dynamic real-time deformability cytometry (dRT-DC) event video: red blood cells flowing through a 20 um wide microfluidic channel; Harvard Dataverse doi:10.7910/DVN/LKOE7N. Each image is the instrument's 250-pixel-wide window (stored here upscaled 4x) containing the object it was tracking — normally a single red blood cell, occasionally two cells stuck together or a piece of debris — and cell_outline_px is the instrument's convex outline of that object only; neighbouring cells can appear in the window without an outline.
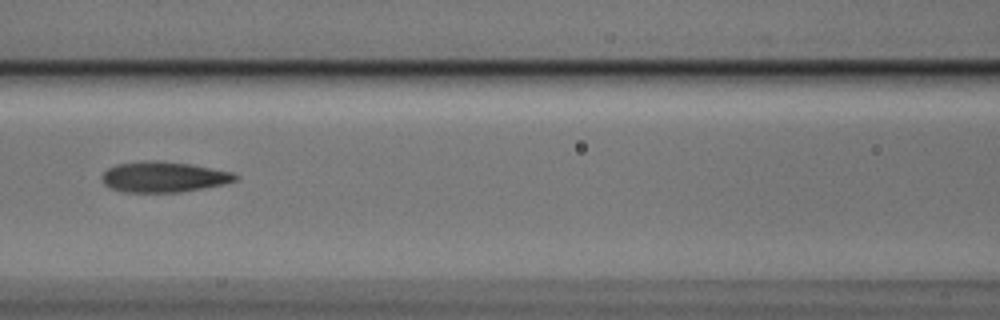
{"species": "Egyptian fruit bat (a non-hibernating species)", "species_latin": "Rousettus aegyptiacus", "temperature_condition": "cold", "stored_images_in_passage": 6, "camera_frame_rate_fps": 3000, "um_per_image_px": 0.085, "animal": {"sex": "male"}, "frame": {"image": 1, "passage_image": 3, "time_ms": 0.667, "image_size_px": [1000, 320], "cell_outline_px": [[240, 176], [236, 180], [224, 184], [204, 188], [180, 192], [124, 192], [112, 188], [104, 184], [100, 176], [108, 168], [116, 164], [144, 160], [156, 160], [188, 164], [232, 172]], "centroid_in_image_um": [13.89, 15.04], "position_along_channel_um": 152.7, "area_um2": 23.76}}
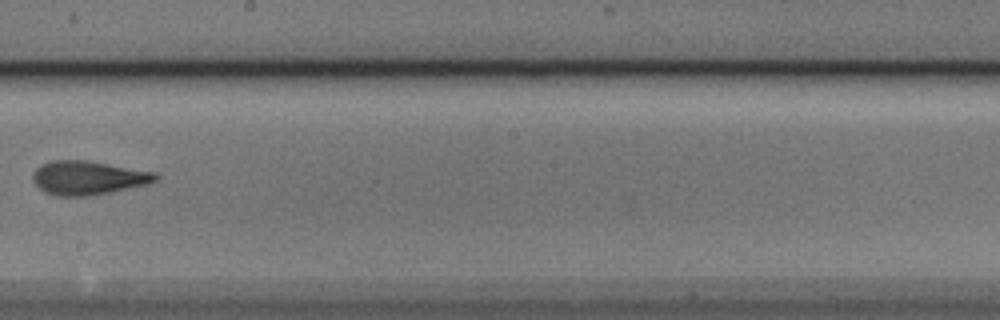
{"frame": {"image": 2, "passage_image": 5, "time_ms": 1.333, "image_size_px": [1000, 320], "cell_outline_px": [[160, 180], [148, 184], [112, 192], [88, 196], [56, 196], [44, 192], [32, 180], [32, 176], [36, 168], [40, 164], [52, 160], [84, 160], [156, 172], [160, 176]], "centroid_in_image_um": [7.51, 15.12], "position_along_channel_um": 240.7, "area_um2": 24.39}}
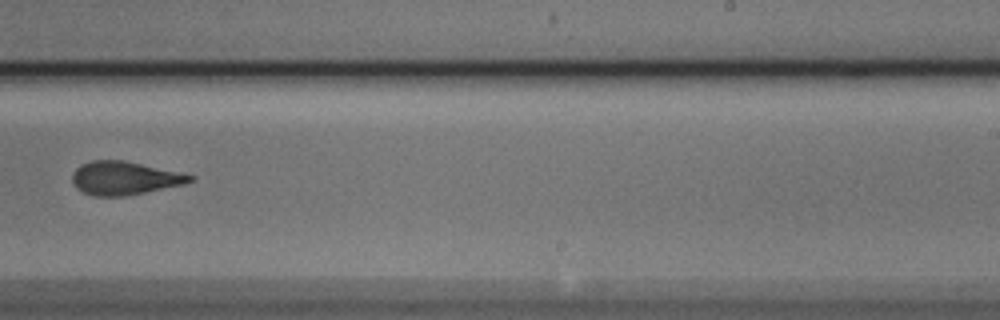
{"frame": {"image": 3, "passage_image": 6, "time_ms": 1.667, "image_size_px": [1000, 320], "cell_outline_px": [[196, 180], [184, 184], [124, 196], [92, 196], [76, 188], [72, 180], [72, 176], [76, 168], [80, 164], [92, 160], [120, 160], [140, 164], [196, 176]], "centroid_in_image_um": [10.56, 15.14], "position_along_channel_um": 278.4, "area_um2": 22.6}}